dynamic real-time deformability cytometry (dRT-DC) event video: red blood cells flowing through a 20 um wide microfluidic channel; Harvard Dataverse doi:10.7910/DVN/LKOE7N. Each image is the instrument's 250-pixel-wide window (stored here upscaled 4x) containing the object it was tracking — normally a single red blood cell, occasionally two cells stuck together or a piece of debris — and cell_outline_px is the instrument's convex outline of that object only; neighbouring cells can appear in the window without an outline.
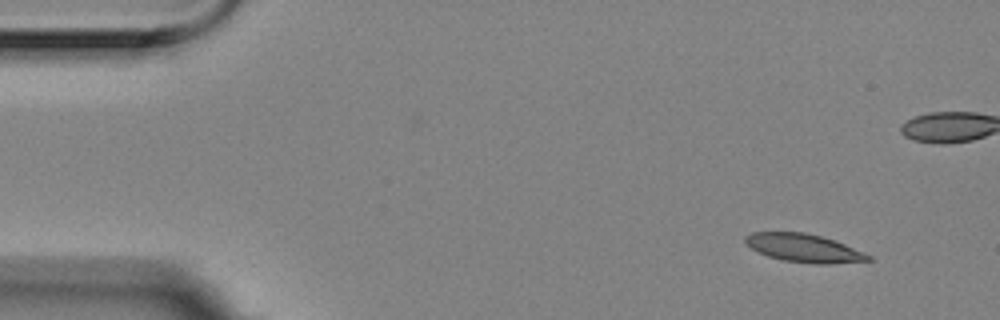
{"species": "Egyptian fruit bat (a non-hibernating species)", "species_latin": "Rousettus aegyptiacus", "temperature_condition": "room temperature", "stored_images_in_passage": 5, "segment_of_instrument_passage": [1, 2], "camera_frame_rate_fps": 3000, "um_per_image_px": 0.085, "animal": {"sex": "female"}, "frame": {"image": 1, "passage_image": 1, "time_ms": 0.0, "image_size_px": [1000, 320], "cell_outline_px": [[872, 260], [828, 264], [816, 264], [784, 260], [768, 256], [752, 248], [744, 240], [744, 236], [752, 232], [804, 232], [820, 236], [844, 244], [864, 252], [872, 256]], "centroid_in_image_um": [68.34, 21.08], "position_along_channel_um": 16.7, "area_um2": 19.94}}